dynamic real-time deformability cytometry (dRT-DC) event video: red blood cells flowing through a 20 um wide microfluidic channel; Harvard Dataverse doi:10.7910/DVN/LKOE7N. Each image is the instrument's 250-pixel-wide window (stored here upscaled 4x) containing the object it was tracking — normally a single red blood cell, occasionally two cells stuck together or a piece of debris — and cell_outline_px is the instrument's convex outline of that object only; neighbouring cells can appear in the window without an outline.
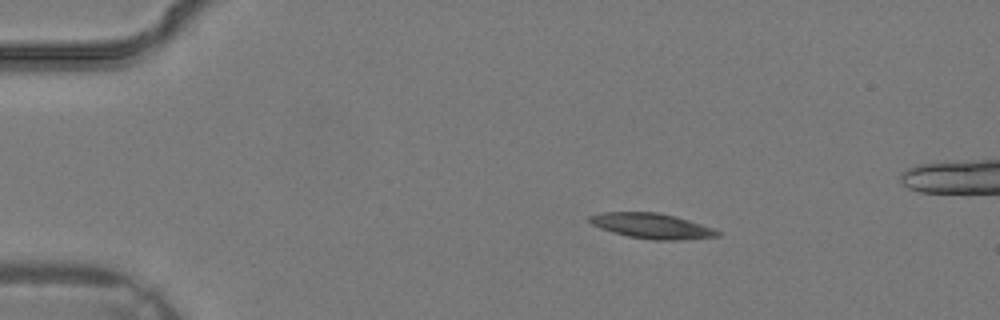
{"species": "common noctule bat (a hibernating species)", "species_latin": "Nyctalus noctula", "temperature_condition": "warm", "stored_images_in_passage": 32, "camera_frame_rate_fps": 3000, "um_per_image_px": 0.085, "animal": {"sex": "male", "body_mass_g": 19.2, "forearm_length_mm": 51.8}, "frame": {"image": 1, "passage_image": 1, "time_ms": 0.0, "image_size_px": [1000, 320], "cell_outline_px": [[720, 236], [684, 240], [652, 240], [628, 236], [612, 232], [600, 228], [592, 224], [588, 220], [588, 216], [604, 212], [656, 212], [676, 216], [712, 228], [720, 232]], "centroid_in_image_um": [55.39, 19.21], "position_along_channel_um": 29.6, "area_um2": 18.79}}
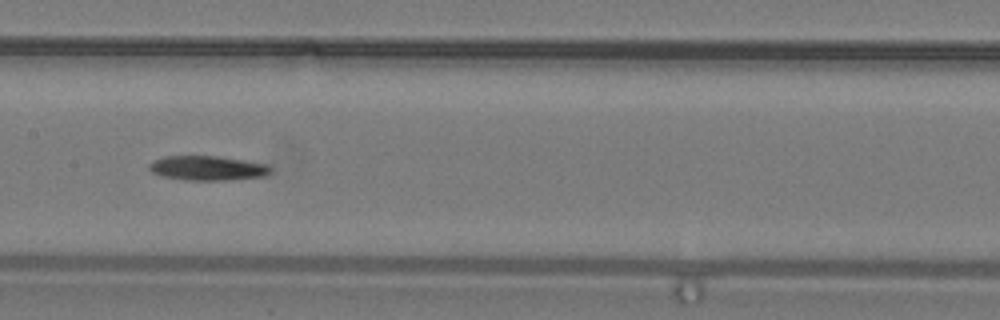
{"frame": {"image": 2, "passage_image": 13, "time_ms": 4.0, "image_size_px": [1000, 320], "cell_outline_px": [[272, 172], [264, 176], [228, 180], [184, 180], [164, 176], [152, 172], [148, 168], [148, 164], [152, 160], [164, 156], [220, 156], [264, 164], [272, 168]], "centroid_in_image_um": [17.61, 14.28], "position_along_channel_um": 189.8, "area_um2": 17.34}}
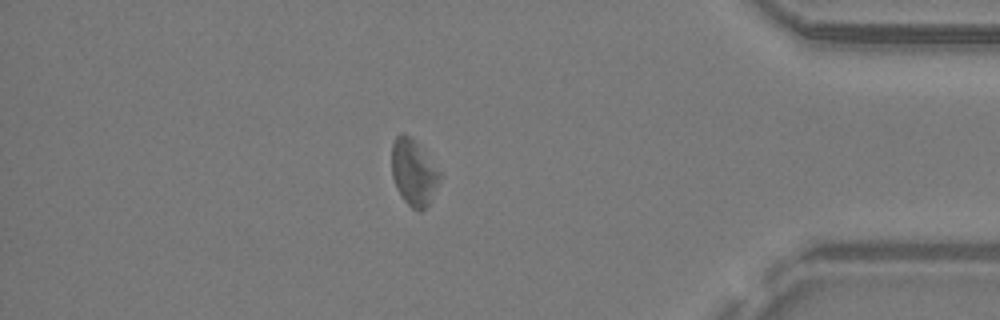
{"frame": {"image": 3, "passage_image": 26, "time_ms": 8.333, "image_size_px": [1000, 320], "cell_outline_px": [[440, 176], [428, 204], [420, 212], [412, 208], [404, 200], [396, 188], [392, 176], [392, 144], [396, 136], [400, 132], [404, 132], [412, 136], [440, 172]], "centroid_in_image_um": [35.11, 14.61], "position_along_channel_um": 400.1, "area_um2": 18.26}}